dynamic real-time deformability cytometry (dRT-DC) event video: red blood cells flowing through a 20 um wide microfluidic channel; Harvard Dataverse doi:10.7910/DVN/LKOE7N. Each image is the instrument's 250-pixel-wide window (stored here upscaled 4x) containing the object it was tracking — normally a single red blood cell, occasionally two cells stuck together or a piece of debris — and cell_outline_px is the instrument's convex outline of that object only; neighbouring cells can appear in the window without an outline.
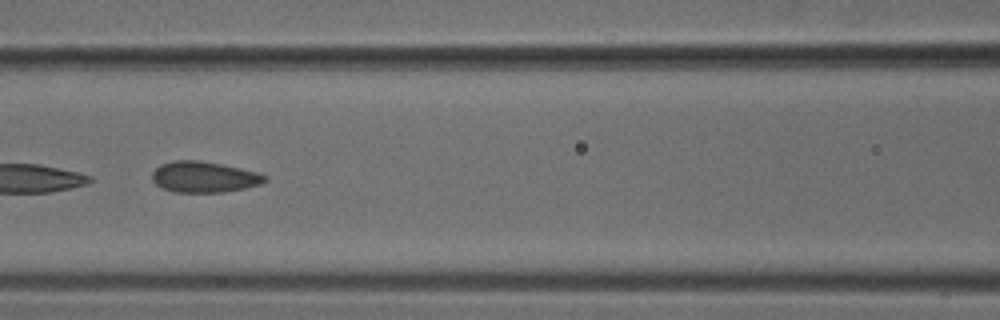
{"species": "common noctule bat (a hibernating species)", "species_latin": "Nyctalus noctula", "temperature_condition": "cold", "stored_images_in_passage": 5, "camera_frame_rate_fps": 3000, "um_per_image_px": 0.085, "animal": {"sex": "male", "body_mass_g": 18.8}, "frame": {"image": 1, "passage_image": 3, "time_ms": 0.667, "image_size_px": [1000, 320], "cell_outline_px": [[268, 180], [260, 184], [244, 188], [224, 192], [172, 192], [156, 184], [152, 180], [152, 172], [160, 164], [172, 160], [200, 160], [240, 168], [256, 172], [268, 176]], "centroid_in_image_um": [17.33, 15.04], "position_along_channel_um": 149.3, "area_um2": 20.35}}
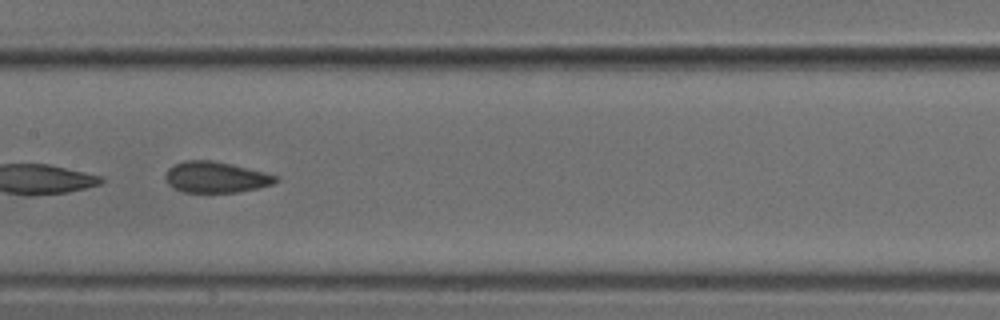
{"frame": {"image": 2, "passage_image": 4, "time_ms": 1.0, "image_size_px": [1000, 320], "cell_outline_px": [[280, 180], [272, 184], [256, 188], [236, 192], [184, 192], [172, 188], [168, 184], [164, 176], [168, 168], [184, 160], [212, 160], [232, 164], [280, 176]], "centroid_in_image_um": [18.33, 15.05], "position_along_channel_um": 189.1, "area_um2": 20.0}}
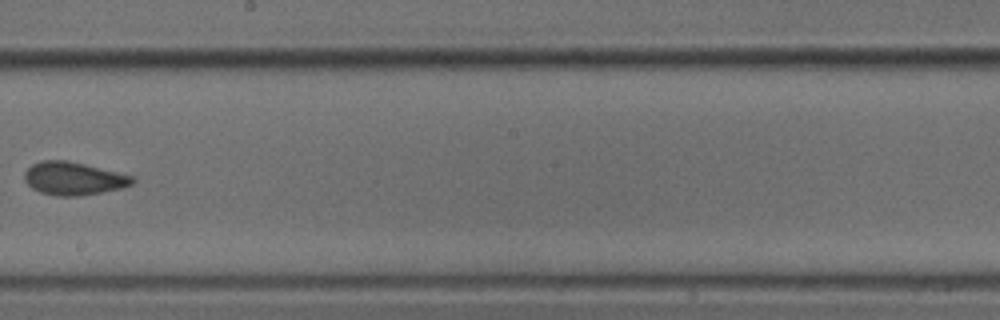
{"frame": {"image": 3, "passage_image": 5, "time_ms": 1.333, "image_size_px": [1000, 320], "cell_outline_px": [[136, 180], [132, 184], [120, 188], [80, 196], [56, 196], [40, 192], [32, 188], [24, 180], [24, 172], [32, 164], [40, 160], [64, 160], [84, 164], [136, 176]], "centroid_in_image_um": [6.25, 15.17], "position_along_channel_um": 242.0, "area_um2": 20.81}}